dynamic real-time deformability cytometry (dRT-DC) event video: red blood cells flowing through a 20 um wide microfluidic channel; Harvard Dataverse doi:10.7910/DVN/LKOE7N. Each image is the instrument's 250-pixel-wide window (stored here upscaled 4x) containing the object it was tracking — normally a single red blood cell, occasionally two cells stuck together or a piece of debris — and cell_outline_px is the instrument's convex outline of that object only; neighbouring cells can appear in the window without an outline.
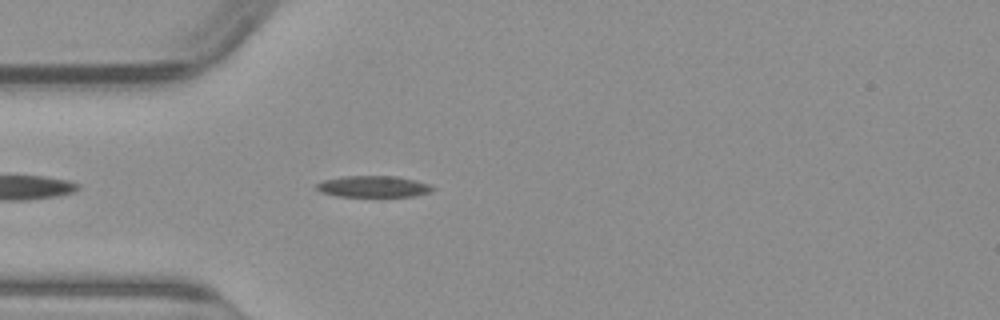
{"species": "common noctule bat (a hibernating species)", "species_latin": "Nyctalus noctula", "temperature_condition": "warm", "stored_images_in_passage": 36, "camera_frame_rate_fps": 3000, "um_per_image_px": 0.085, "animal": {"sex": "male", "body_mass_g": 23.1, "forearm_length_mm": 52.7}, "frame": {"image": 1, "passage_image": 4, "time_ms": 1.0, "image_size_px": [1000, 320], "cell_outline_px": [[436, 188], [432, 192], [412, 196], [336, 196], [320, 192], [316, 188], [316, 184], [324, 180], [344, 176], [396, 176], [416, 180], [432, 184]], "centroid_in_image_um": [31.78, 15.85], "position_along_channel_um": 53.2, "area_um2": 14.57}}
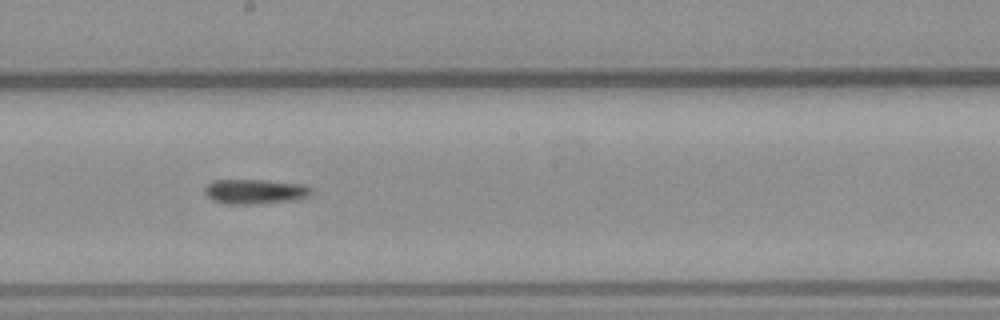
{"frame": {"image": 2, "passage_image": 17, "time_ms": 5.333, "image_size_px": [1000, 320], "cell_outline_px": [[312, 192], [308, 196], [296, 200], [256, 204], [228, 204], [212, 200], [204, 192], [204, 188], [212, 180], [264, 180], [304, 184], [312, 188]], "centroid_in_image_um": [21.69, 16.28], "position_along_channel_um": 226.5, "area_um2": 15.49}}
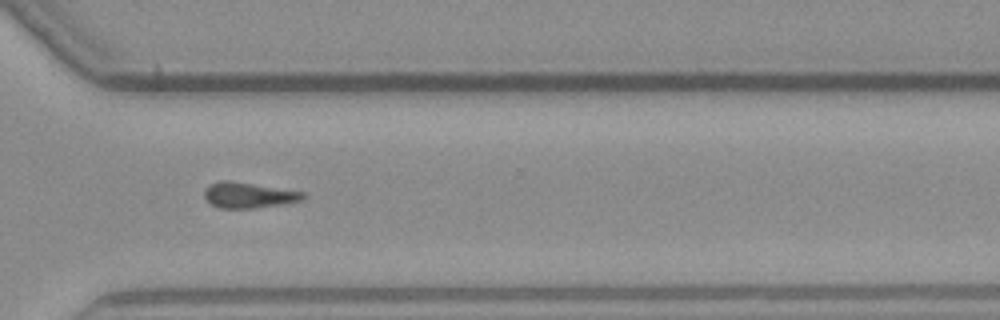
{"frame": {"image": 3, "passage_image": 26, "time_ms": 8.333, "image_size_px": [1000, 320], "cell_outline_px": [[308, 196], [300, 200], [284, 204], [252, 208], [220, 208], [212, 204], [204, 196], [204, 188], [208, 184], [220, 180], [232, 180], [304, 192]], "centroid_in_image_um": [21.11, 16.57], "position_along_channel_um": 349.5, "area_um2": 14.85}}